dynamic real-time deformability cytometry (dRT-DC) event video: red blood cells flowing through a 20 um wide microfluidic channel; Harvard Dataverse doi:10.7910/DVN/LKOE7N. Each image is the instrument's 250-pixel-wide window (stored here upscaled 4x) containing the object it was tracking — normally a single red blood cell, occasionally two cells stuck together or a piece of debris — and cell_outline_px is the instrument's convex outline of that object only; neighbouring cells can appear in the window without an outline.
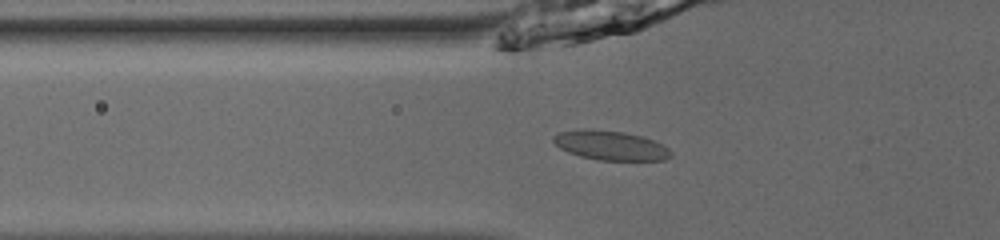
{"species": "common noctule bat (a hibernating species)", "species_latin": "Nyctalus noctula", "temperature_condition": "room temperature", "stored_images_in_passage": 54, "camera_frame_rate_fps": 3000, "um_per_image_px": 0.085, "animal": {"sex": "male", "body_mass_g": 13.0, "forearm_length_mm": 53.1}, "frame": {"image": 1, "passage_image": 21, "time_ms": 6.667, "image_size_px": [1000, 240], "cell_outline_px": [[672, 156], [664, 160], [600, 160], [580, 156], [568, 152], [560, 148], [552, 140], [552, 136], [560, 132], [580, 128], [592, 128], [624, 132], [640, 136], [664, 144], [672, 152]], "centroid_in_image_um": [51.88, 12.35], "position_along_channel_um": 73.9, "area_um2": 20.29}}
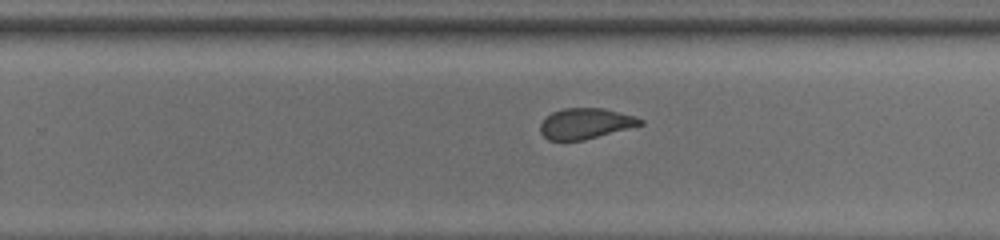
{"frame": {"image": 2, "passage_image": 37, "time_ms": 12.0, "image_size_px": [1000, 240], "cell_outline_px": [[644, 124], [584, 140], [548, 140], [540, 132], [540, 124], [552, 112], [564, 108], [604, 108], [636, 116], [644, 120]], "centroid_in_image_um": [49.79, 10.49], "position_along_channel_um": 280.0, "area_um2": 17.8}}
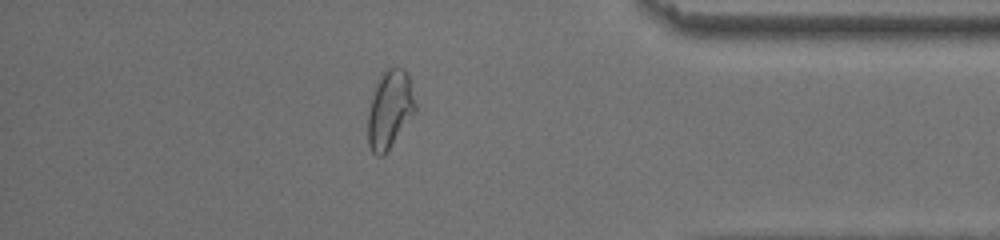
{"frame": {"image": 3, "passage_image": 48, "time_ms": 15.667, "image_size_px": [1000, 240], "cell_outline_px": [[416, 112], [384, 156], [376, 156], [372, 152], [368, 144], [368, 112], [376, 84], [384, 72], [388, 68], [404, 68], [408, 76], [416, 104]], "centroid_in_image_um": [33.14, 9.35], "position_along_channel_um": 402.1, "area_um2": 21.39}, "authors_computed_cell_mechanics": {"area_um2": 20.5768, "velocity_mm_per_s": 3.8561, "shape_relaxation_time_tau1_ms": 6.5646, "shape_relaxation_time_tau2_ms": 1.0916, "deformation_change_tau1": 0.1409, "deformation_change_tau2": 0.0666}}